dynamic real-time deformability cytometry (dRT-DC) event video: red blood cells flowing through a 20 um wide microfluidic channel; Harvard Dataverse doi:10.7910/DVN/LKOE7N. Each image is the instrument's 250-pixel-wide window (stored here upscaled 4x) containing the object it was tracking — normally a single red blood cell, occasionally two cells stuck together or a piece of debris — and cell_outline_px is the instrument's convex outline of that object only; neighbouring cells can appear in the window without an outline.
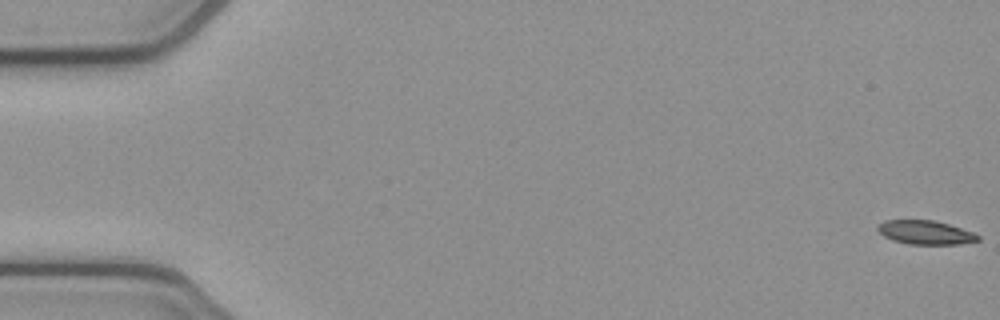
{"species": "common noctule bat (a hibernating species)", "species_latin": "Nyctalus noctula", "temperature_condition": "cold", "stored_images_in_passage": 54, "camera_frame_rate_fps": 3000, "um_per_image_px": 0.085, "animal": {"sex": "female", "body_mass_g": 21.9}, "frame": {"image": 1, "passage_image": 1, "time_ms": 0.0, "image_size_px": [1000, 320], "cell_outline_px": [[980, 240], [960, 244], [908, 244], [892, 240], [884, 236], [876, 228], [876, 224], [884, 220], [932, 220], [948, 224], [972, 232], [980, 236]], "centroid_in_image_um": [78.62, 19.75], "position_along_channel_um": 6.4, "area_um2": 13.93}}
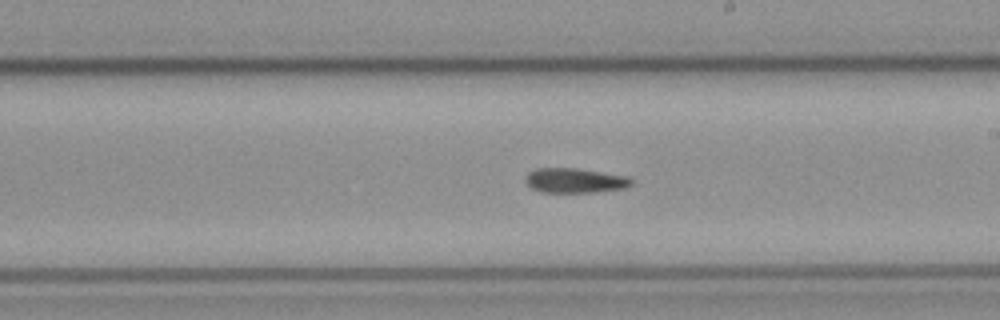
{"frame": {"image": 2, "passage_image": 31, "time_ms": 10.0, "image_size_px": [1000, 320], "cell_outline_px": [[636, 180], [632, 184], [624, 188], [596, 192], [540, 192], [532, 188], [524, 180], [528, 172], [536, 168], [576, 168], [628, 176]], "centroid_in_image_um": [48.89, 15.34], "position_along_channel_um": 240.1, "area_um2": 15.37}}
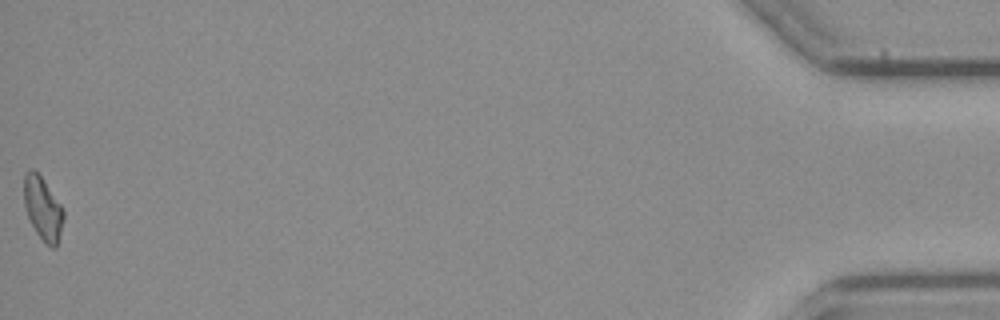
{"frame": {"image": 3, "passage_image": 54, "time_ms": 17.667, "image_size_px": [1000, 320], "cell_outline_px": [[64, 220], [56, 248], [52, 248], [44, 244], [36, 232], [28, 216], [24, 204], [24, 176], [32, 168], [40, 176], [60, 204], [64, 212]], "centroid_in_image_um": [3.65, 17.78], "position_along_channel_um": 431.6, "area_um2": 14.33}, "authors_computed_cell_mechanics": {"area_um2": 15.317, "velocity_mm_per_s": 3.8613, "shape_relaxation_time_tau1_ms": 4.3524, "shape_relaxation_time_tau2_ms": 6.2002, "deformation_change_tau1": 0.135, "deformation_change_tau2": 0.1421}}